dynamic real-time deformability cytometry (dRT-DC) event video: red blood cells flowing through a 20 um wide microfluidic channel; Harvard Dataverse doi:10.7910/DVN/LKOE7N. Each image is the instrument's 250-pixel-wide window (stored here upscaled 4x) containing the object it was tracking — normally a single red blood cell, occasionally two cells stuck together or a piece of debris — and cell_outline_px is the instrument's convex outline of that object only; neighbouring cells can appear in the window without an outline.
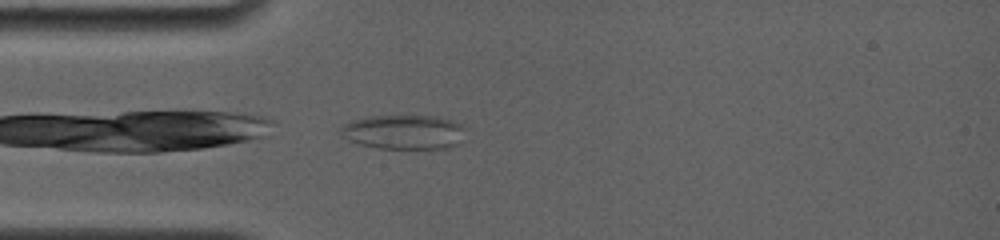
{"species": "common noctule bat (a hibernating species)", "species_latin": "Nyctalus noctula", "temperature_condition": "room temperature", "stored_images_in_passage": 31, "camera_frame_rate_fps": 4000, "um_per_image_px": 0.085, "animal": {"sex": "female", "body_mass_g": 19.0, "forearm_length_mm": 56.7}, "frame": {"image": 1, "passage_image": 2, "time_ms": 0.25, "image_size_px": [1000, 240], "cell_outline_px": [[464, 128], [460, 144], [444, 148], [380, 148], [360, 144], [348, 140], [336, 132], [344, 124], [352, 120], [368, 116], [440, 116], [452, 120], [460, 124]], "centroid_in_image_um": [34.29, 11.21], "position_along_channel_um": 50.7, "area_um2": 25.09}}
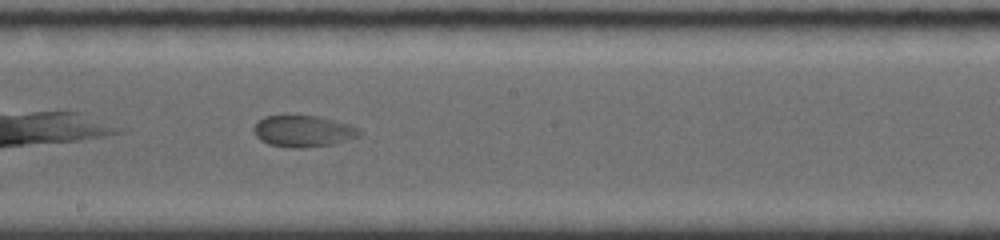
{"frame": {"image": 2, "passage_image": 16, "time_ms": 5.0, "image_size_px": [1000, 240], "cell_outline_px": [[364, 132], [360, 136], [348, 140], [332, 144], [300, 148], [292, 148], [268, 144], [260, 140], [256, 136], [252, 128], [264, 116], [320, 116], [352, 124], [360, 128]], "centroid_in_image_um": [25.84, 11.15], "position_along_channel_um": 222.4, "area_um2": 19.59}}
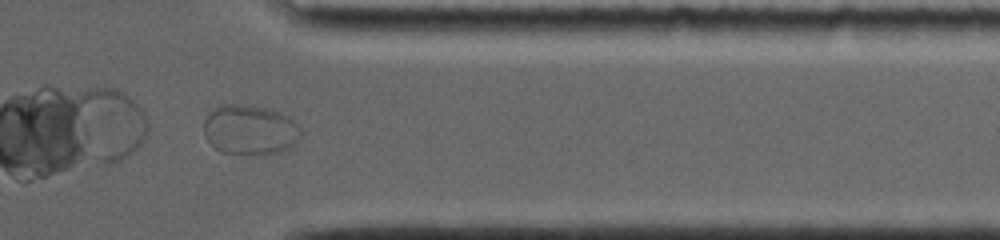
{"frame": {"image": 3, "passage_image": 29, "time_ms": 9.5, "image_size_px": [1000, 240], "cell_outline_px": [[304, 132], [300, 140], [296, 144], [280, 152], [264, 156], [220, 152], [204, 136], [204, 120], [216, 108], [224, 104], [248, 104], [264, 108], [288, 116]], "centroid_in_image_um": [21.29, 11.07], "position_along_channel_um": 390.1, "area_um2": 28.5}}